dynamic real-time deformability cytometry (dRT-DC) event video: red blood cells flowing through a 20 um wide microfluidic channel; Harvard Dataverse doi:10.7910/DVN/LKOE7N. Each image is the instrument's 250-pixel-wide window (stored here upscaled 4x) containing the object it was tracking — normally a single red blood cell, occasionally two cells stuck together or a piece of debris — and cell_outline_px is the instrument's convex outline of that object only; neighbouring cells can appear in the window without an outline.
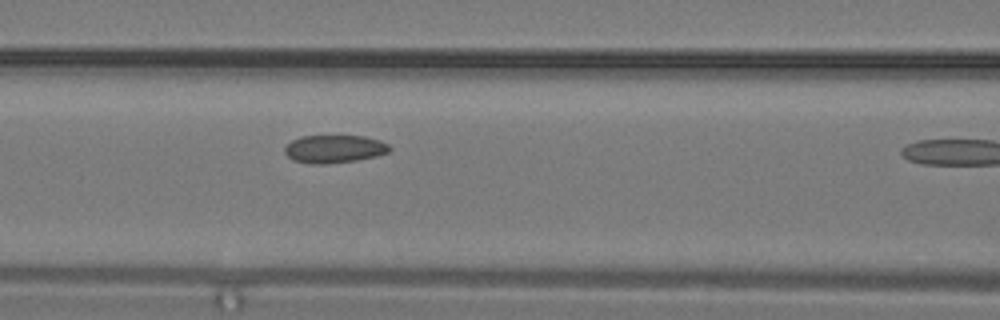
{"species": "common noctule bat (a hibernating species)", "species_latin": "Nyctalus noctula", "temperature_condition": "warm", "stored_images_in_passage": 11, "segment_of_instrument_passage": [1, 2], "camera_frame_rate_fps": 3000, "um_per_image_px": 0.085, "animal": {"sex": "male", "body_mass_g": 19.2, "forearm_length_mm": 51.8}, "frame": {"image": 1, "passage_image": 10, "time_ms": 3.0, "image_size_px": [1000, 320], "cell_outline_px": [[392, 148], [388, 152], [376, 156], [356, 160], [324, 164], [308, 164], [292, 160], [284, 152], [284, 148], [292, 140], [300, 136], [364, 136], [380, 140], [388, 144]], "centroid_in_image_um": [28.4, 12.66], "position_along_channel_um": 138.2, "area_um2": 17.11}}